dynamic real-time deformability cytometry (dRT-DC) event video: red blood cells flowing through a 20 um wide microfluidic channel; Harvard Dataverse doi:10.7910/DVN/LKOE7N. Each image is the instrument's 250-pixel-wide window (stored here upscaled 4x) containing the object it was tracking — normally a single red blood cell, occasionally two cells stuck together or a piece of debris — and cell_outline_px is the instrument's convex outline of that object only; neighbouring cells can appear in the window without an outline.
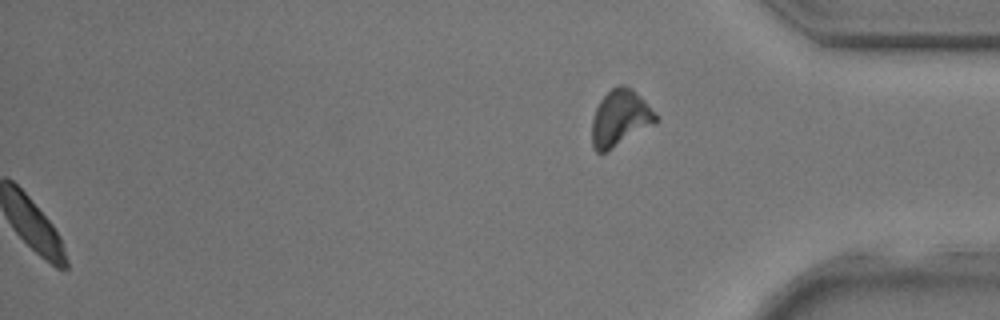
{"species": "common noctule bat (a hibernating species)", "species_latin": "Nyctalus noctula", "temperature_condition": "room temperature", "stored_images_in_passage": 33, "segment_of_instrument_passage": [2, 2], "camera_frame_rate_fps": 3000, "um_per_image_px": 0.085, "animal": {"sex": "male", "body_mass_g": 17.9, "forearm_length_mm": 54.2}, "frame": {"image": 1, "passage_image": 33, "time_ms": 10.667, "image_size_px": [1000, 320], "cell_outline_px": [[660, 120], [656, 124], [604, 152], [596, 152], [592, 144], [592, 120], [596, 108], [600, 100], [612, 88], [620, 84], [624, 84], [632, 88], [660, 116]], "centroid_in_image_um": [52.75, 10.02], "position_along_channel_um": 382.4, "area_um2": 20.98}}